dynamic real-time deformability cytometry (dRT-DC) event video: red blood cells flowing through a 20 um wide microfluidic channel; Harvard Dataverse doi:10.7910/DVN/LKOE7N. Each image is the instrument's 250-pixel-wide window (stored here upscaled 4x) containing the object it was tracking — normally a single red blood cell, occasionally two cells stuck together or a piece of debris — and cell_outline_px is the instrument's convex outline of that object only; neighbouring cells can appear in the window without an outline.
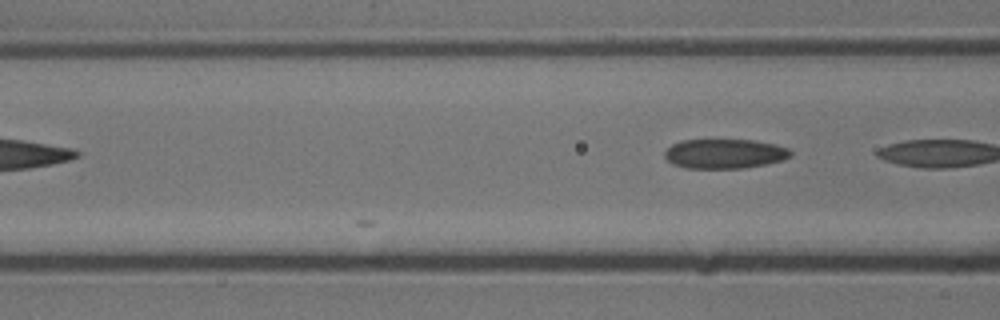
{"species": "common noctule bat (a hibernating species)", "species_latin": "Nyctalus noctula", "temperature_condition": "cold", "stored_images_in_passage": 4, "camera_frame_rate_fps": 3000, "um_per_image_px": 0.085, "animal": {"sex": "male", "body_mass_g": 13.3}, "frame": {"image": 1, "passage_image": 4, "time_ms": 1.0, "image_size_px": [1000, 320], "cell_outline_px": [[792, 152], [784, 160], [744, 168], [684, 168], [672, 164], [664, 156], [664, 152], [672, 144], [680, 140], [756, 140], [776, 144], [788, 148]], "centroid_in_image_um": [61.57, 13.06], "position_along_channel_um": 105.0, "area_um2": 21.73}}